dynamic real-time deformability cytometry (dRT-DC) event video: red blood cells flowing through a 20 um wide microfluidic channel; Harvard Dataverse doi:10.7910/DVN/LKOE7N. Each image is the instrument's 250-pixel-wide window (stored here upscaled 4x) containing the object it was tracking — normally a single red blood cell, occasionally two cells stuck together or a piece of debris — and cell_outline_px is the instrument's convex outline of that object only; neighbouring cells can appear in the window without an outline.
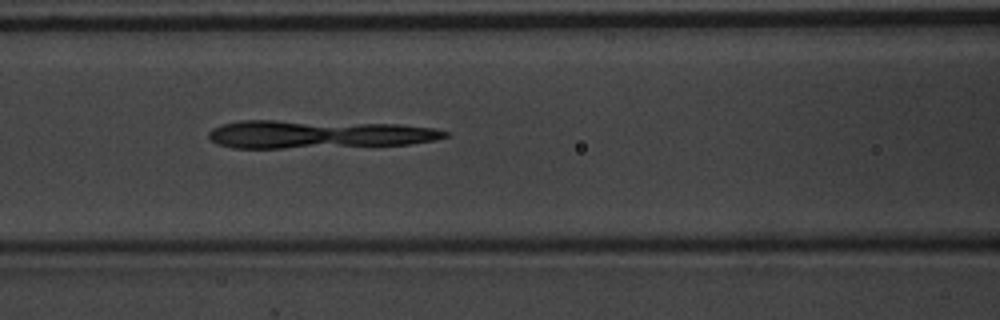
{"species": "common noctule bat (a hibernating species)", "species_latin": "Nyctalus noctula", "temperature_condition": "warm", "stored_images_in_passage": 38, "camera_frame_rate_fps": 3000, "um_per_image_px": 0.085, "animal": {"sex": "male", "body_mass_g": 20.1, "forearm_length_mm": 53.5}, "frame": {"image": 1, "passage_image": 8, "time_ms": 2.333, "image_size_px": [1000, 320], "cell_outline_px": [[452, 136], [436, 140], [408, 144], [284, 148], [232, 148], [216, 144], [208, 136], [208, 132], [212, 128], [224, 124], [240, 120], [276, 120], [400, 124], [436, 128], [448, 132]], "centroid_in_image_um": [27.06, 11.41], "position_along_channel_um": 139.5, "area_um2": 38.84}}
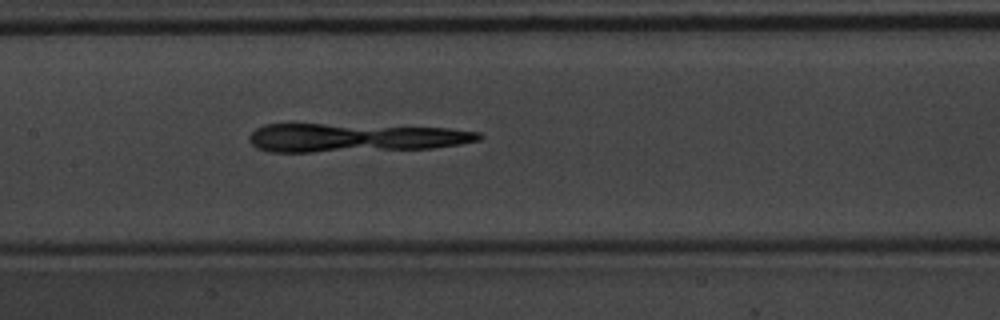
{"frame": {"image": 2, "passage_image": 11, "time_ms": 3.333, "image_size_px": [1000, 320], "cell_outline_px": [[484, 136], [480, 140], [460, 144], [432, 148], [312, 152], [268, 152], [256, 148], [248, 140], [248, 136], [256, 128], [264, 124], [324, 124], [448, 128], [480, 132]], "centroid_in_image_um": [30.11, 11.71], "position_along_channel_um": 177.3, "area_um2": 38.26}}
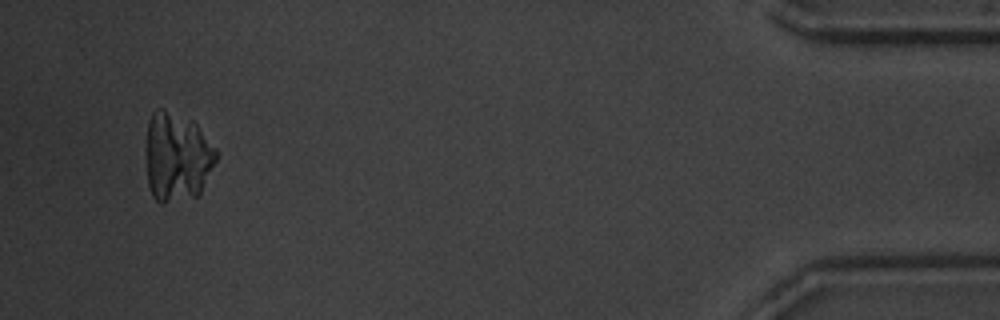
{"frame": {"image": 3, "passage_image": 36, "time_ms": 11.667, "image_size_px": [1000, 320], "cell_outline_px": [[220, 156], [200, 192], [196, 196], [164, 204], [160, 204], [152, 196], [148, 184], [148, 120], [152, 112], [156, 108], [164, 108], [192, 120], [196, 124], [216, 148]], "centroid_in_image_um": [15.09, 13.34], "position_along_channel_um": 420.1, "area_um2": 36.53}}